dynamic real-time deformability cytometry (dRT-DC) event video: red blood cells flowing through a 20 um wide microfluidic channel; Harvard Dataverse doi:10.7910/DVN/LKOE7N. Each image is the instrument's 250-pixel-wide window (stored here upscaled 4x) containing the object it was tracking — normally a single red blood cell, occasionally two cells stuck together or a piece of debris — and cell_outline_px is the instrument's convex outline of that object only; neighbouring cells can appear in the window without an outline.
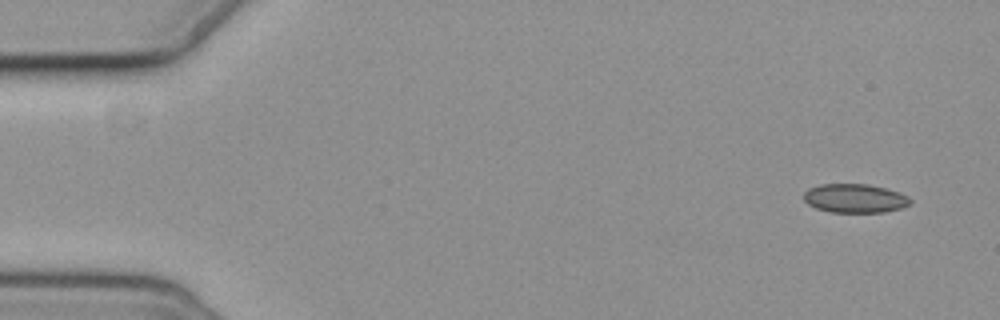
{"species": "common noctule bat (a hibernating species)", "species_latin": "Nyctalus noctula", "temperature_condition": "cold", "stored_images_in_passage": 4, "camera_frame_rate_fps": 3000, "um_per_image_px": 0.085, "animal": {"sex": "female", "body_mass_g": 19.3, "forearm_length_mm": 54.1}, "frame": {"image": 1, "passage_image": 1, "time_ms": 0.0, "image_size_px": [1000, 320], "cell_outline_px": [[912, 204], [900, 208], [884, 212], [832, 212], [816, 208], [808, 204], [804, 200], [804, 192], [808, 188], [820, 184], [868, 184], [888, 188], [900, 192], [908, 196], [912, 200]], "centroid_in_image_um": [72.69, 16.85], "position_along_channel_um": 12.3, "area_um2": 18.09}}